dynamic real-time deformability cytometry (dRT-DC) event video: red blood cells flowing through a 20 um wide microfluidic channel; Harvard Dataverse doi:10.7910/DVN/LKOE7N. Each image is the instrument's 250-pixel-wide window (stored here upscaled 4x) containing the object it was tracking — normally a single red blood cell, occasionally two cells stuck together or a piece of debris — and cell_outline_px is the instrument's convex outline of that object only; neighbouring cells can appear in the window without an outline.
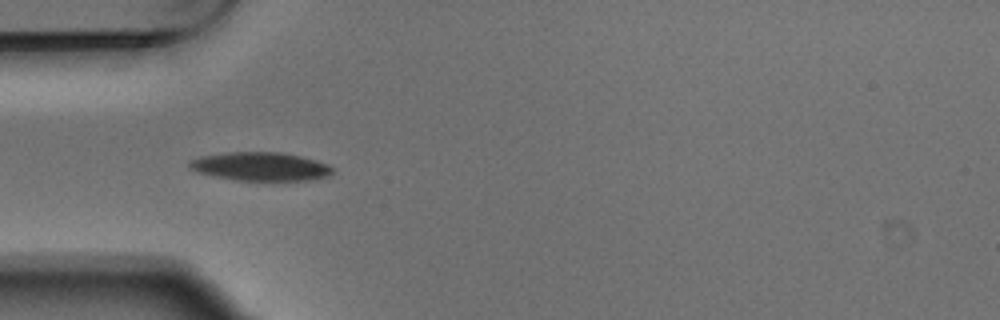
{"species": "Egyptian fruit bat (a non-hibernating species)", "species_latin": "Rousettus aegyptiacus", "temperature_condition": "warm", "stored_images_in_passage": 6, "camera_frame_rate_fps": 3000, "um_per_image_px": 0.085, "animal": {"sex": "male"}, "frame": {"image": 1, "passage_image": 5, "time_ms": 1.333, "image_size_px": [1000, 320], "cell_outline_px": [[332, 172], [324, 176], [308, 180], [236, 180], [216, 176], [200, 172], [188, 168], [188, 164], [192, 160], [200, 156], [228, 152], [280, 152], [300, 156], [316, 160], [328, 164], [332, 168]], "centroid_in_image_um": [22.12, 14.14], "position_along_channel_um": 62.9, "area_um2": 23.41}}
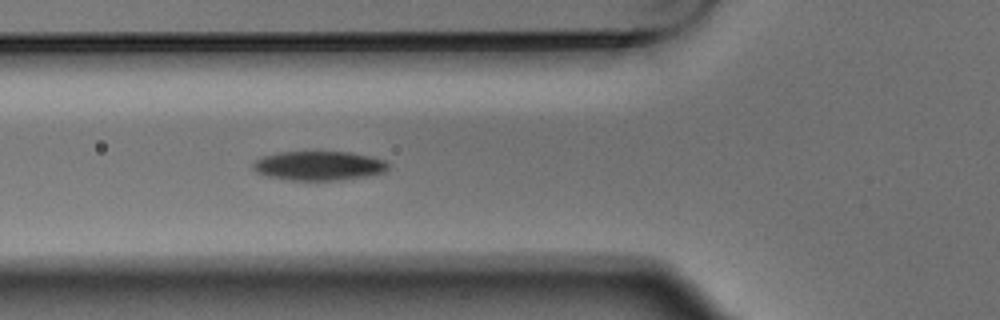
{"frame": {"image": 2, "passage_image": 6, "time_ms": 1.667, "image_size_px": [1000, 320], "cell_outline_px": [[392, 164], [384, 172], [364, 176], [336, 180], [288, 180], [256, 172], [252, 168], [252, 164], [260, 156], [276, 152], [352, 152], [372, 156], [384, 160]], "centroid_in_image_um": [27.11, 14.07], "position_along_channel_um": 98.7, "area_um2": 23.06}}